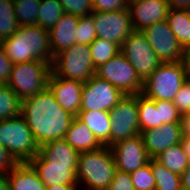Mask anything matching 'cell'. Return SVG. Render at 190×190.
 I'll use <instances>...</instances> for the list:
<instances>
[{
    "label": "cell",
    "mask_w": 190,
    "mask_h": 190,
    "mask_svg": "<svg viewBox=\"0 0 190 190\" xmlns=\"http://www.w3.org/2000/svg\"><path fill=\"white\" fill-rule=\"evenodd\" d=\"M15 16L20 26L38 25L41 0H13Z\"/></svg>",
    "instance_id": "cell-32"
},
{
    "label": "cell",
    "mask_w": 190,
    "mask_h": 190,
    "mask_svg": "<svg viewBox=\"0 0 190 190\" xmlns=\"http://www.w3.org/2000/svg\"><path fill=\"white\" fill-rule=\"evenodd\" d=\"M95 75L108 81L125 95H136L142 92L143 80L121 51L96 68Z\"/></svg>",
    "instance_id": "cell-8"
},
{
    "label": "cell",
    "mask_w": 190,
    "mask_h": 190,
    "mask_svg": "<svg viewBox=\"0 0 190 190\" xmlns=\"http://www.w3.org/2000/svg\"><path fill=\"white\" fill-rule=\"evenodd\" d=\"M97 38L94 20L91 15L79 17L76 33V44L90 45Z\"/></svg>",
    "instance_id": "cell-33"
},
{
    "label": "cell",
    "mask_w": 190,
    "mask_h": 190,
    "mask_svg": "<svg viewBox=\"0 0 190 190\" xmlns=\"http://www.w3.org/2000/svg\"><path fill=\"white\" fill-rule=\"evenodd\" d=\"M6 176L10 190H46L45 184L29 163H20Z\"/></svg>",
    "instance_id": "cell-23"
},
{
    "label": "cell",
    "mask_w": 190,
    "mask_h": 190,
    "mask_svg": "<svg viewBox=\"0 0 190 190\" xmlns=\"http://www.w3.org/2000/svg\"><path fill=\"white\" fill-rule=\"evenodd\" d=\"M37 172L45 186L77 184V166L69 164L50 163L43 160L38 154L28 162Z\"/></svg>",
    "instance_id": "cell-18"
},
{
    "label": "cell",
    "mask_w": 190,
    "mask_h": 190,
    "mask_svg": "<svg viewBox=\"0 0 190 190\" xmlns=\"http://www.w3.org/2000/svg\"><path fill=\"white\" fill-rule=\"evenodd\" d=\"M64 13L59 0H41L38 11V25L50 30Z\"/></svg>",
    "instance_id": "cell-31"
},
{
    "label": "cell",
    "mask_w": 190,
    "mask_h": 190,
    "mask_svg": "<svg viewBox=\"0 0 190 190\" xmlns=\"http://www.w3.org/2000/svg\"><path fill=\"white\" fill-rule=\"evenodd\" d=\"M116 170L110 147L80 152L76 170L77 184L82 190H108Z\"/></svg>",
    "instance_id": "cell-3"
},
{
    "label": "cell",
    "mask_w": 190,
    "mask_h": 190,
    "mask_svg": "<svg viewBox=\"0 0 190 190\" xmlns=\"http://www.w3.org/2000/svg\"><path fill=\"white\" fill-rule=\"evenodd\" d=\"M94 11L112 12L128 8V0H92Z\"/></svg>",
    "instance_id": "cell-38"
},
{
    "label": "cell",
    "mask_w": 190,
    "mask_h": 190,
    "mask_svg": "<svg viewBox=\"0 0 190 190\" xmlns=\"http://www.w3.org/2000/svg\"><path fill=\"white\" fill-rule=\"evenodd\" d=\"M91 16L97 38L116 43L120 48L134 30L128 8L112 12L93 11Z\"/></svg>",
    "instance_id": "cell-12"
},
{
    "label": "cell",
    "mask_w": 190,
    "mask_h": 190,
    "mask_svg": "<svg viewBox=\"0 0 190 190\" xmlns=\"http://www.w3.org/2000/svg\"><path fill=\"white\" fill-rule=\"evenodd\" d=\"M167 21L178 42L185 49L190 45V9H169Z\"/></svg>",
    "instance_id": "cell-24"
},
{
    "label": "cell",
    "mask_w": 190,
    "mask_h": 190,
    "mask_svg": "<svg viewBox=\"0 0 190 190\" xmlns=\"http://www.w3.org/2000/svg\"><path fill=\"white\" fill-rule=\"evenodd\" d=\"M182 190H190V163L186 170L180 175Z\"/></svg>",
    "instance_id": "cell-44"
},
{
    "label": "cell",
    "mask_w": 190,
    "mask_h": 190,
    "mask_svg": "<svg viewBox=\"0 0 190 190\" xmlns=\"http://www.w3.org/2000/svg\"><path fill=\"white\" fill-rule=\"evenodd\" d=\"M89 47L95 69L105 64L121 51V48L116 43L101 38H96Z\"/></svg>",
    "instance_id": "cell-29"
},
{
    "label": "cell",
    "mask_w": 190,
    "mask_h": 190,
    "mask_svg": "<svg viewBox=\"0 0 190 190\" xmlns=\"http://www.w3.org/2000/svg\"><path fill=\"white\" fill-rule=\"evenodd\" d=\"M65 13L78 17L89 16L93 13L92 0H59Z\"/></svg>",
    "instance_id": "cell-35"
},
{
    "label": "cell",
    "mask_w": 190,
    "mask_h": 190,
    "mask_svg": "<svg viewBox=\"0 0 190 190\" xmlns=\"http://www.w3.org/2000/svg\"><path fill=\"white\" fill-rule=\"evenodd\" d=\"M21 116L39 147L54 140L64 139L74 118L57 103L48 87L33 97L22 100Z\"/></svg>",
    "instance_id": "cell-1"
},
{
    "label": "cell",
    "mask_w": 190,
    "mask_h": 190,
    "mask_svg": "<svg viewBox=\"0 0 190 190\" xmlns=\"http://www.w3.org/2000/svg\"><path fill=\"white\" fill-rule=\"evenodd\" d=\"M77 118L87 125L103 146L110 147L111 121L108 111H80Z\"/></svg>",
    "instance_id": "cell-22"
},
{
    "label": "cell",
    "mask_w": 190,
    "mask_h": 190,
    "mask_svg": "<svg viewBox=\"0 0 190 190\" xmlns=\"http://www.w3.org/2000/svg\"><path fill=\"white\" fill-rule=\"evenodd\" d=\"M183 136L190 142V112L182 115Z\"/></svg>",
    "instance_id": "cell-43"
},
{
    "label": "cell",
    "mask_w": 190,
    "mask_h": 190,
    "mask_svg": "<svg viewBox=\"0 0 190 190\" xmlns=\"http://www.w3.org/2000/svg\"><path fill=\"white\" fill-rule=\"evenodd\" d=\"M121 53L143 81L162 63L141 30L131 32L121 45Z\"/></svg>",
    "instance_id": "cell-9"
},
{
    "label": "cell",
    "mask_w": 190,
    "mask_h": 190,
    "mask_svg": "<svg viewBox=\"0 0 190 190\" xmlns=\"http://www.w3.org/2000/svg\"><path fill=\"white\" fill-rule=\"evenodd\" d=\"M138 118L140 132L160 126L159 108H156V100L137 94Z\"/></svg>",
    "instance_id": "cell-25"
},
{
    "label": "cell",
    "mask_w": 190,
    "mask_h": 190,
    "mask_svg": "<svg viewBox=\"0 0 190 190\" xmlns=\"http://www.w3.org/2000/svg\"><path fill=\"white\" fill-rule=\"evenodd\" d=\"M170 9H190V0H166Z\"/></svg>",
    "instance_id": "cell-42"
},
{
    "label": "cell",
    "mask_w": 190,
    "mask_h": 190,
    "mask_svg": "<svg viewBox=\"0 0 190 190\" xmlns=\"http://www.w3.org/2000/svg\"><path fill=\"white\" fill-rule=\"evenodd\" d=\"M38 155L43 160H48L50 163L77 166L79 152L70 146L64 139H58L40 146Z\"/></svg>",
    "instance_id": "cell-21"
},
{
    "label": "cell",
    "mask_w": 190,
    "mask_h": 190,
    "mask_svg": "<svg viewBox=\"0 0 190 190\" xmlns=\"http://www.w3.org/2000/svg\"><path fill=\"white\" fill-rule=\"evenodd\" d=\"M185 82L190 86V70H188V72H187V77H186Z\"/></svg>",
    "instance_id": "cell-49"
},
{
    "label": "cell",
    "mask_w": 190,
    "mask_h": 190,
    "mask_svg": "<svg viewBox=\"0 0 190 190\" xmlns=\"http://www.w3.org/2000/svg\"><path fill=\"white\" fill-rule=\"evenodd\" d=\"M19 27L13 0H0V42L12 36Z\"/></svg>",
    "instance_id": "cell-30"
},
{
    "label": "cell",
    "mask_w": 190,
    "mask_h": 190,
    "mask_svg": "<svg viewBox=\"0 0 190 190\" xmlns=\"http://www.w3.org/2000/svg\"><path fill=\"white\" fill-rule=\"evenodd\" d=\"M116 169L131 173L148 164L150 157L140 134L110 146Z\"/></svg>",
    "instance_id": "cell-14"
},
{
    "label": "cell",
    "mask_w": 190,
    "mask_h": 190,
    "mask_svg": "<svg viewBox=\"0 0 190 190\" xmlns=\"http://www.w3.org/2000/svg\"><path fill=\"white\" fill-rule=\"evenodd\" d=\"M128 9L134 30H143L166 20L170 8L166 0H128Z\"/></svg>",
    "instance_id": "cell-16"
},
{
    "label": "cell",
    "mask_w": 190,
    "mask_h": 190,
    "mask_svg": "<svg viewBox=\"0 0 190 190\" xmlns=\"http://www.w3.org/2000/svg\"><path fill=\"white\" fill-rule=\"evenodd\" d=\"M46 190H82L78 184H62L47 186Z\"/></svg>",
    "instance_id": "cell-45"
},
{
    "label": "cell",
    "mask_w": 190,
    "mask_h": 190,
    "mask_svg": "<svg viewBox=\"0 0 190 190\" xmlns=\"http://www.w3.org/2000/svg\"><path fill=\"white\" fill-rule=\"evenodd\" d=\"M156 108H159L160 126L168 123H182V115L171 101L156 100Z\"/></svg>",
    "instance_id": "cell-36"
},
{
    "label": "cell",
    "mask_w": 190,
    "mask_h": 190,
    "mask_svg": "<svg viewBox=\"0 0 190 190\" xmlns=\"http://www.w3.org/2000/svg\"><path fill=\"white\" fill-rule=\"evenodd\" d=\"M22 100L6 84H0V121L21 115Z\"/></svg>",
    "instance_id": "cell-28"
},
{
    "label": "cell",
    "mask_w": 190,
    "mask_h": 190,
    "mask_svg": "<svg viewBox=\"0 0 190 190\" xmlns=\"http://www.w3.org/2000/svg\"><path fill=\"white\" fill-rule=\"evenodd\" d=\"M78 22V16L64 13L49 30L50 47L53 57L75 44Z\"/></svg>",
    "instance_id": "cell-19"
},
{
    "label": "cell",
    "mask_w": 190,
    "mask_h": 190,
    "mask_svg": "<svg viewBox=\"0 0 190 190\" xmlns=\"http://www.w3.org/2000/svg\"><path fill=\"white\" fill-rule=\"evenodd\" d=\"M52 74L58 77L87 82L95 75L89 45L74 44L53 57Z\"/></svg>",
    "instance_id": "cell-7"
},
{
    "label": "cell",
    "mask_w": 190,
    "mask_h": 190,
    "mask_svg": "<svg viewBox=\"0 0 190 190\" xmlns=\"http://www.w3.org/2000/svg\"><path fill=\"white\" fill-rule=\"evenodd\" d=\"M64 140L79 153L95 151L103 147L97 140L95 134L77 117H74L70 123Z\"/></svg>",
    "instance_id": "cell-20"
},
{
    "label": "cell",
    "mask_w": 190,
    "mask_h": 190,
    "mask_svg": "<svg viewBox=\"0 0 190 190\" xmlns=\"http://www.w3.org/2000/svg\"><path fill=\"white\" fill-rule=\"evenodd\" d=\"M13 63L5 54L4 48L0 42V84H7L12 71Z\"/></svg>",
    "instance_id": "cell-41"
},
{
    "label": "cell",
    "mask_w": 190,
    "mask_h": 190,
    "mask_svg": "<svg viewBox=\"0 0 190 190\" xmlns=\"http://www.w3.org/2000/svg\"><path fill=\"white\" fill-rule=\"evenodd\" d=\"M155 159L168 170L178 175H181L190 163L182 143L170 146Z\"/></svg>",
    "instance_id": "cell-26"
},
{
    "label": "cell",
    "mask_w": 190,
    "mask_h": 190,
    "mask_svg": "<svg viewBox=\"0 0 190 190\" xmlns=\"http://www.w3.org/2000/svg\"><path fill=\"white\" fill-rule=\"evenodd\" d=\"M1 44L13 64L32 60L53 61L49 30L37 24L20 26L12 36L1 41Z\"/></svg>",
    "instance_id": "cell-2"
},
{
    "label": "cell",
    "mask_w": 190,
    "mask_h": 190,
    "mask_svg": "<svg viewBox=\"0 0 190 190\" xmlns=\"http://www.w3.org/2000/svg\"><path fill=\"white\" fill-rule=\"evenodd\" d=\"M51 73V62L48 61L32 60L13 64L11 76L6 85L21 100H24L45 90Z\"/></svg>",
    "instance_id": "cell-5"
},
{
    "label": "cell",
    "mask_w": 190,
    "mask_h": 190,
    "mask_svg": "<svg viewBox=\"0 0 190 190\" xmlns=\"http://www.w3.org/2000/svg\"><path fill=\"white\" fill-rule=\"evenodd\" d=\"M0 145L19 163H28L39 151V145L21 115L0 121Z\"/></svg>",
    "instance_id": "cell-6"
},
{
    "label": "cell",
    "mask_w": 190,
    "mask_h": 190,
    "mask_svg": "<svg viewBox=\"0 0 190 190\" xmlns=\"http://www.w3.org/2000/svg\"><path fill=\"white\" fill-rule=\"evenodd\" d=\"M141 31L162 63L183 61L184 48L170 29L167 19L147 26Z\"/></svg>",
    "instance_id": "cell-13"
},
{
    "label": "cell",
    "mask_w": 190,
    "mask_h": 190,
    "mask_svg": "<svg viewBox=\"0 0 190 190\" xmlns=\"http://www.w3.org/2000/svg\"><path fill=\"white\" fill-rule=\"evenodd\" d=\"M20 163L2 145H0V174L7 175L14 170Z\"/></svg>",
    "instance_id": "cell-40"
},
{
    "label": "cell",
    "mask_w": 190,
    "mask_h": 190,
    "mask_svg": "<svg viewBox=\"0 0 190 190\" xmlns=\"http://www.w3.org/2000/svg\"><path fill=\"white\" fill-rule=\"evenodd\" d=\"M111 121L110 146L140 134L137 94L125 95L109 111Z\"/></svg>",
    "instance_id": "cell-10"
},
{
    "label": "cell",
    "mask_w": 190,
    "mask_h": 190,
    "mask_svg": "<svg viewBox=\"0 0 190 190\" xmlns=\"http://www.w3.org/2000/svg\"><path fill=\"white\" fill-rule=\"evenodd\" d=\"M183 63L187 67L188 70H190V45H188L184 49V58H183Z\"/></svg>",
    "instance_id": "cell-46"
},
{
    "label": "cell",
    "mask_w": 190,
    "mask_h": 190,
    "mask_svg": "<svg viewBox=\"0 0 190 190\" xmlns=\"http://www.w3.org/2000/svg\"><path fill=\"white\" fill-rule=\"evenodd\" d=\"M125 96L108 81L93 75L84 83L81 111H110Z\"/></svg>",
    "instance_id": "cell-11"
},
{
    "label": "cell",
    "mask_w": 190,
    "mask_h": 190,
    "mask_svg": "<svg viewBox=\"0 0 190 190\" xmlns=\"http://www.w3.org/2000/svg\"><path fill=\"white\" fill-rule=\"evenodd\" d=\"M188 69L183 61L161 63L143 81L142 94L152 100L173 102L176 94L186 81Z\"/></svg>",
    "instance_id": "cell-4"
},
{
    "label": "cell",
    "mask_w": 190,
    "mask_h": 190,
    "mask_svg": "<svg viewBox=\"0 0 190 190\" xmlns=\"http://www.w3.org/2000/svg\"><path fill=\"white\" fill-rule=\"evenodd\" d=\"M108 190H135L130 173L116 170Z\"/></svg>",
    "instance_id": "cell-39"
},
{
    "label": "cell",
    "mask_w": 190,
    "mask_h": 190,
    "mask_svg": "<svg viewBox=\"0 0 190 190\" xmlns=\"http://www.w3.org/2000/svg\"><path fill=\"white\" fill-rule=\"evenodd\" d=\"M181 143H182L184 152L186 153V155L189 159V162H190V142L183 136Z\"/></svg>",
    "instance_id": "cell-48"
},
{
    "label": "cell",
    "mask_w": 190,
    "mask_h": 190,
    "mask_svg": "<svg viewBox=\"0 0 190 190\" xmlns=\"http://www.w3.org/2000/svg\"><path fill=\"white\" fill-rule=\"evenodd\" d=\"M143 144L150 158H156L172 145L182 142V123L162 124L159 127L140 132Z\"/></svg>",
    "instance_id": "cell-15"
},
{
    "label": "cell",
    "mask_w": 190,
    "mask_h": 190,
    "mask_svg": "<svg viewBox=\"0 0 190 190\" xmlns=\"http://www.w3.org/2000/svg\"><path fill=\"white\" fill-rule=\"evenodd\" d=\"M135 190H155L156 181L148 164L130 173Z\"/></svg>",
    "instance_id": "cell-34"
},
{
    "label": "cell",
    "mask_w": 190,
    "mask_h": 190,
    "mask_svg": "<svg viewBox=\"0 0 190 190\" xmlns=\"http://www.w3.org/2000/svg\"><path fill=\"white\" fill-rule=\"evenodd\" d=\"M84 83L66 79L51 73L48 88L56 98L57 103L67 112L77 117L81 111V95Z\"/></svg>",
    "instance_id": "cell-17"
},
{
    "label": "cell",
    "mask_w": 190,
    "mask_h": 190,
    "mask_svg": "<svg viewBox=\"0 0 190 190\" xmlns=\"http://www.w3.org/2000/svg\"><path fill=\"white\" fill-rule=\"evenodd\" d=\"M173 103L181 115L190 112V86L186 82L176 94Z\"/></svg>",
    "instance_id": "cell-37"
},
{
    "label": "cell",
    "mask_w": 190,
    "mask_h": 190,
    "mask_svg": "<svg viewBox=\"0 0 190 190\" xmlns=\"http://www.w3.org/2000/svg\"><path fill=\"white\" fill-rule=\"evenodd\" d=\"M150 168L156 181L155 190H182L180 175L168 170L155 158H150Z\"/></svg>",
    "instance_id": "cell-27"
},
{
    "label": "cell",
    "mask_w": 190,
    "mask_h": 190,
    "mask_svg": "<svg viewBox=\"0 0 190 190\" xmlns=\"http://www.w3.org/2000/svg\"><path fill=\"white\" fill-rule=\"evenodd\" d=\"M0 190H10L9 181L6 175L0 174Z\"/></svg>",
    "instance_id": "cell-47"
}]
</instances>
